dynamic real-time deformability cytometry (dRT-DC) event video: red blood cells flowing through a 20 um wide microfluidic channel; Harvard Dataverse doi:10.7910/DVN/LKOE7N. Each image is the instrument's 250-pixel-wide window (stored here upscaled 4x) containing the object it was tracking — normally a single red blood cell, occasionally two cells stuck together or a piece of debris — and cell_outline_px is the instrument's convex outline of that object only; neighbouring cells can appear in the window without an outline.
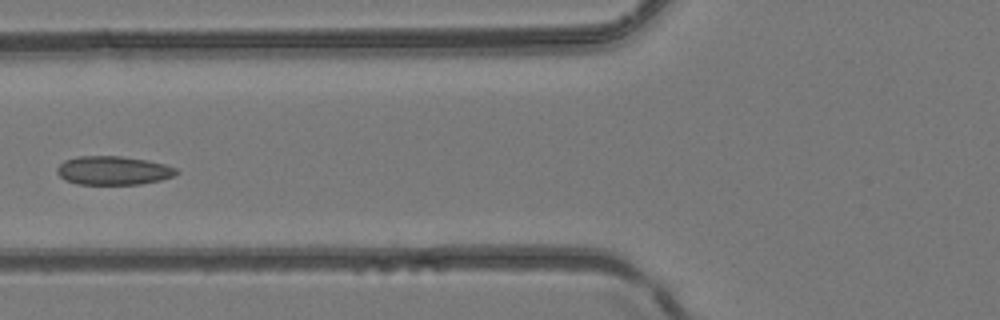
{"species": "common noctule bat (a hibernating species)", "species_latin": "Nyctalus noctula", "temperature_condition": "room temperature", "stored_images_in_passage": 5, "camera_frame_rate_fps": 3000, "um_per_image_px": 0.085, "animal": {"sex": "female", "body_mass_g": 24.6, "forearm_length_mm": 56.2}, "frame": {"image": 1, "passage_image": 5, "time_ms": 1.333, "image_size_px": [1000, 320], "cell_outline_px": [[180, 172], [172, 176], [160, 180], [140, 184], [76, 184], [64, 180], [56, 172], [56, 168], [64, 160], [76, 156], [120, 156], [148, 160], [164, 164], [176, 168]], "centroid_in_image_um": [9.59, 14.49], "position_along_channel_um": 116.2, "area_um2": 20.06}}